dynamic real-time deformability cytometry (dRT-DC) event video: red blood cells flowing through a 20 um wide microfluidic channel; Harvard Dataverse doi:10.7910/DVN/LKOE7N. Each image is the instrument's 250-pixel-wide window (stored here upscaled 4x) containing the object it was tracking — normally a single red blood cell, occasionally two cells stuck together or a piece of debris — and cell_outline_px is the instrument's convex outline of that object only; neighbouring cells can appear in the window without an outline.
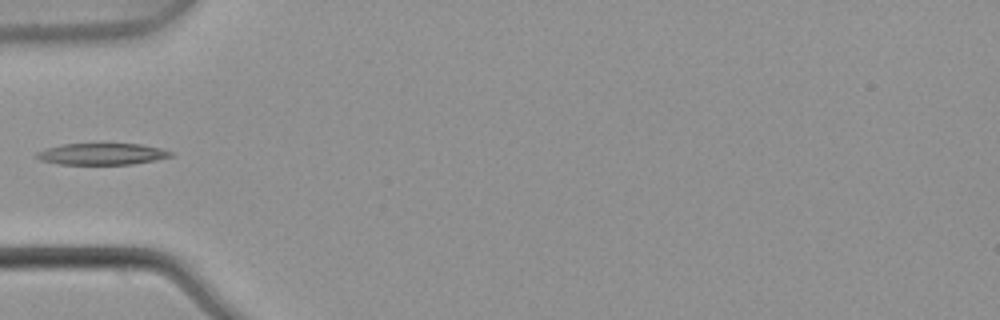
{"species": "common noctule bat (a hibernating species)", "species_latin": "Nyctalus noctula", "temperature_condition": "warm", "stored_images_in_passage": 5, "camera_frame_rate_fps": 3000, "um_per_image_px": 0.085, "animal": {"sex": "male", "body_mass_g": 21.5, "forearm_length_mm": 52.0}, "frame": {"image": 1, "passage_image": 5, "time_ms": 1.333, "image_size_px": [1000, 320], "cell_outline_px": [[176, 152], [172, 156], [156, 160], [132, 164], [60, 164], [40, 160], [36, 156], [36, 152], [48, 148], [64, 144], [140, 144], [160, 148]], "centroid_in_image_um": [8.72, 13.09], "position_along_channel_um": 76.3, "area_um2": 16.7}}